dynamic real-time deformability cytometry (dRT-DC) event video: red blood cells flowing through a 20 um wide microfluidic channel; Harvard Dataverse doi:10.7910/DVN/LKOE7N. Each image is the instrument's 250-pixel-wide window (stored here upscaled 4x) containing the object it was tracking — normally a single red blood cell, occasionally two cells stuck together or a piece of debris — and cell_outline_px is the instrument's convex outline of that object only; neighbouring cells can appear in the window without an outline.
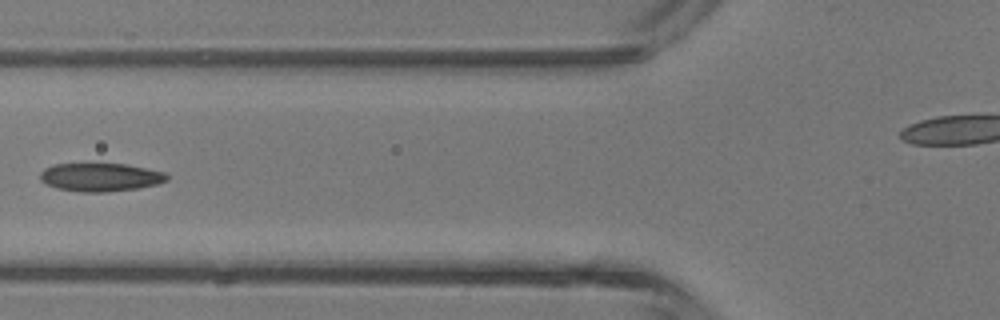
{"species": "common noctule bat (a hibernating species)", "species_latin": "Nyctalus noctula", "temperature_condition": "room temperature", "stored_images_in_passage": 6, "camera_frame_rate_fps": 3000, "um_per_image_px": 0.085, "animal": {"sex": "male", "body_mass_g": 13.3}, "frame": {"image": 1, "passage_image": 6, "time_ms": 5.667, "image_size_px": [1000, 320], "cell_outline_px": [[168, 180], [156, 184], [140, 188], [104, 192], [80, 192], [56, 188], [40, 180], [40, 172], [44, 168], [56, 164], [128, 164], [164, 172], [168, 176]], "centroid_in_image_um": [8.54, 15.06], "position_along_channel_um": 117.3, "area_um2": 20.87}}